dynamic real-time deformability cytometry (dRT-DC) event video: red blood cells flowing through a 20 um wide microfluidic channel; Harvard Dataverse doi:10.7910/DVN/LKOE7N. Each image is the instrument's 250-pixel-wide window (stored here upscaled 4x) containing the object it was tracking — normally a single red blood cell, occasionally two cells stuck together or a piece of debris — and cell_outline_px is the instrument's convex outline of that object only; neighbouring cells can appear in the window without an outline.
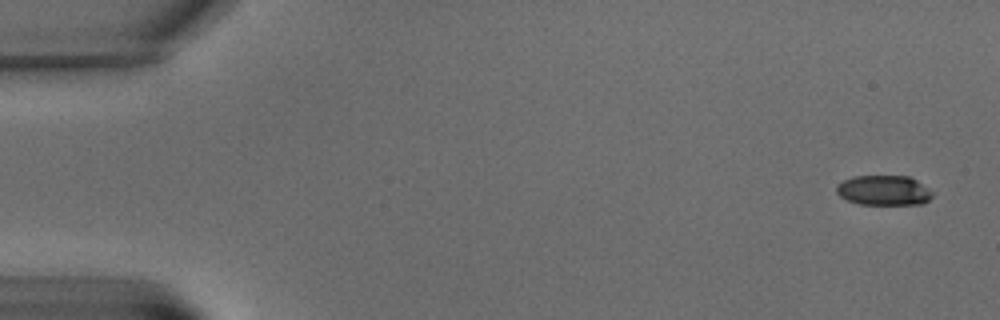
{"species": "common noctule bat (a hibernating species)", "species_latin": "Nyctalus noctula", "temperature_condition": "warm", "stored_images_in_passage": 9, "camera_frame_rate_fps": 3000, "um_per_image_px": 0.085, "animal": {"sex": "male", "body_mass_g": 15.6}, "frame": {"image": 1, "passage_image": 1, "time_ms": 0.0, "image_size_px": [1000, 320], "cell_outline_px": [[936, 192], [924, 204], [860, 204], [848, 200], [840, 196], [836, 192], [836, 184], [852, 176], [908, 176], [916, 180]], "centroid_in_image_um": [75.15, 16.18], "position_along_channel_um": 9.9, "area_um2": 16.88}}
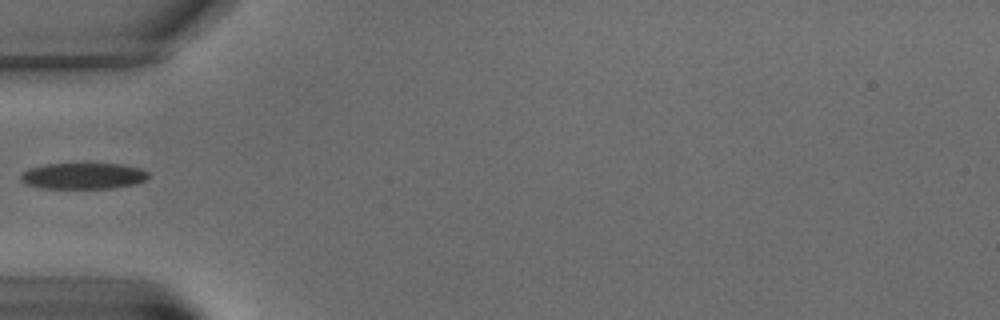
{"frame": {"image": 2, "passage_image": 6, "time_ms": 7.333, "image_size_px": [1000, 320], "cell_outline_px": [[148, 176], [144, 180], [136, 184], [112, 188], [44, 188], [24, 184], [20, 180], [20, 176], [28, 168], [44, 164], [88, 160], [120, 164], [140, 168], [148, 172]], "centroid_in_image_um": [7.05, 14.89], "position_along_channel_um": 78.0, "area_um2": 20.52}}
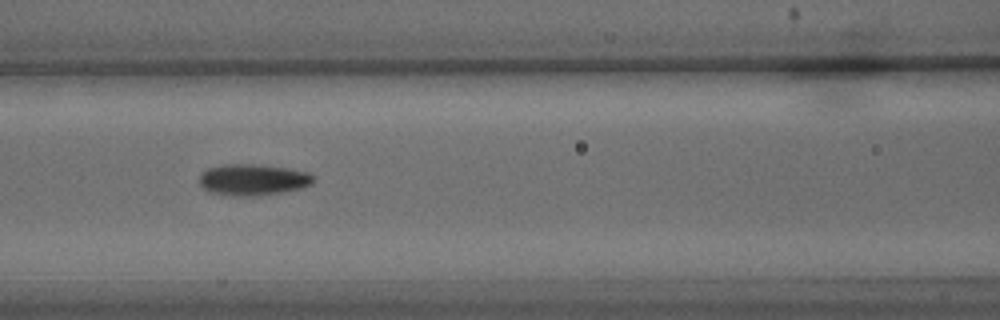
{"frame": {"image": 3, "passage_image": 8, "time_ms": 9.667, "image_size_px": [1000, 320], "cell_outline_px": [[312, 184], [300, 188], [280, 192], [256, 196], [236, 196], [208, 192], [200, 184], [200, 172], [208, 168], [220, 164], [256, 164], [284, 168], [308, 172], [312, 176]], "centroid_in_image_um": [21.43, 15.27], "position_along_channel_um": 145.2, "area_um2": 20.69}}